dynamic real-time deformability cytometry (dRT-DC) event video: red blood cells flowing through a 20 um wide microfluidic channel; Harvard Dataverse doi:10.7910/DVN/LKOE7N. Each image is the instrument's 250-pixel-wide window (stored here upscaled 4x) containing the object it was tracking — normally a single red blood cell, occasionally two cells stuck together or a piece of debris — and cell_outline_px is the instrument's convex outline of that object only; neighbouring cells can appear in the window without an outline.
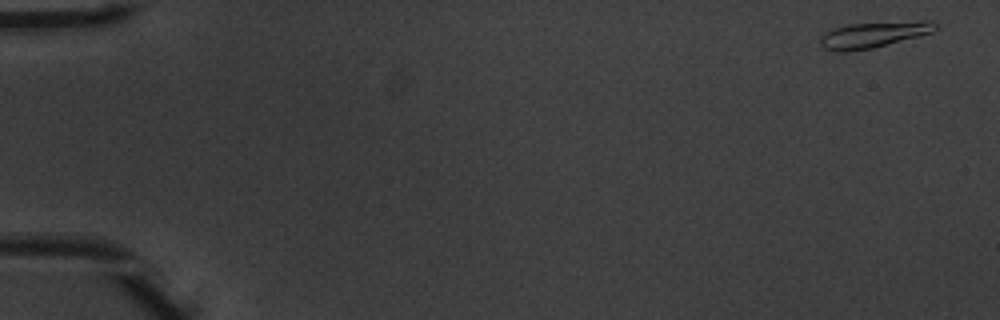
{"species": "common noctule bat (a hibernating species)", "species_latin": "Nyctalus noctula", "temperature_condition": "warm", "stored_images_in_passage": 9, "camera_frame_rate_fps": 3000, "um_per_image_px": 0.085, "animal": {"sex": "male", "body_mass_g": 20.1, "forearm_length_mm": 53.5}, "frame": {"image": 1, "passage_image": 1, "time_ms": 0.0, "image_size_px": [1000, 320], "cell_outline_px": [[936, 28], [932, 32], [872, 48], [848, 52], [836, 52], [824, 48], [820, 44], [820, 36], [824, 32], [832, 28], [848, 24], [928, 20], [932, 20], [936, 24]], "centroid_in_image_um": [74.18, 2.94], "position_along_channel_um": 10.8, "area_um2": 17.4}}